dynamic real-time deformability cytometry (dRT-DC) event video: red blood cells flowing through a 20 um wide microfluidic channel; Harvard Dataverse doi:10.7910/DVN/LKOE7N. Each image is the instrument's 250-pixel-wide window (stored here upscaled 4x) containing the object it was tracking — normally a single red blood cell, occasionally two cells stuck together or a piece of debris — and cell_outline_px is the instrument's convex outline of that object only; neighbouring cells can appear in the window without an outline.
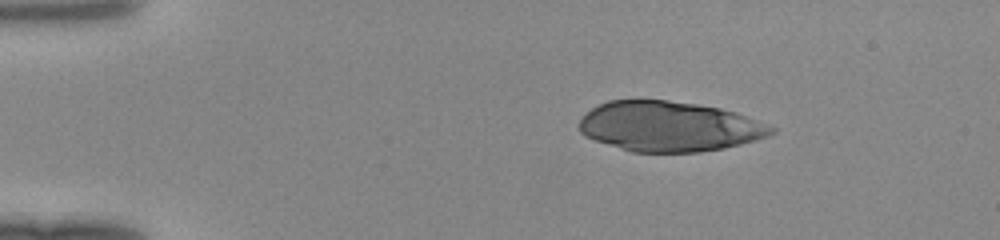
{"species": "human", "species_latin": "Homo sapiens", "temperature_condition": "room temperature", "stored_images_in_passage": 14, "camera_frame_rate_fps": 3000, "um_per_image_px": 0.085, "donor": {"sex": "female"}, "frame": {"image": 1, "passage_image": 1, "time_ms": 0.0, "image_size_px": [1000, 240], "cell_outline_px": [[776, 132], [768, 136], [756, 140], [724, 148], [700, 152], [632, 152], [584, 136], [580, 132], [580, 120], [592, 108], [608, 100], [668, 100], [696, 104], [720, 108], [736, 112], [768, 124], [776, 128]], "centroid_in_image_um": [56.92, 10.75], "position_along_channel_um": 28.1, "area_um2": 55.95}}